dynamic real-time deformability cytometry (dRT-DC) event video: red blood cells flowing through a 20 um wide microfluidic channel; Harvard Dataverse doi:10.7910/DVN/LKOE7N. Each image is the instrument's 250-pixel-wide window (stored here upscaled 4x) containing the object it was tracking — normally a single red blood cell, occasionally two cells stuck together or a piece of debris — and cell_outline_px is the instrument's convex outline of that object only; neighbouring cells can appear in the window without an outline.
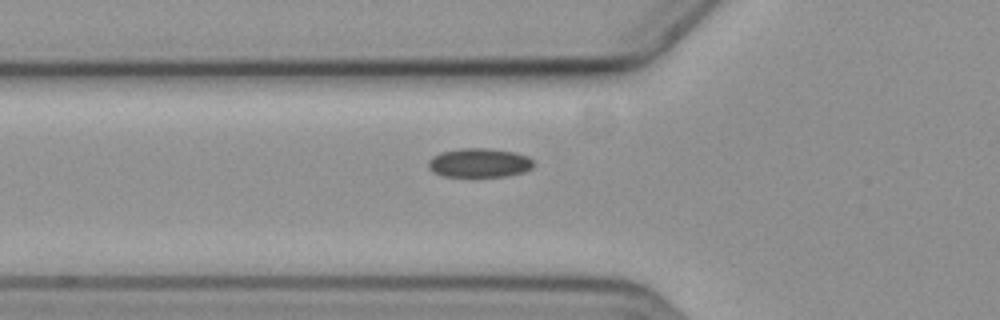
{"species": "common noctule bat (a hibernating species)", "species_latin": "Nyctalus noctula", "temperature_condition": "cold", "stored_images_in_passage": 7, "camera_frame_rate_fps": 3000, "um_per_image_px": 0.085, "animal": {"sex": "female", "body_mass_g": 19.3, "forearm_length_mm": 54.1}, "frame": {"image": 1, "passage_image": 7, "time_ms": 7.0, "image_size_px": [1000, 320], "cell_outline_px": [[536, 164], [532, 168], [524, 172], [504, 176], [444, 176], [432, 172], [428, 168], [428, 160], [432, 156], [440, 152], [460, 148], [488, 148], [512, 152], [528, 156]], "centroid_in_image_um": [40.72, 13.83], "position_along_channel_um": 85.1, "area_um2": 17.92}}